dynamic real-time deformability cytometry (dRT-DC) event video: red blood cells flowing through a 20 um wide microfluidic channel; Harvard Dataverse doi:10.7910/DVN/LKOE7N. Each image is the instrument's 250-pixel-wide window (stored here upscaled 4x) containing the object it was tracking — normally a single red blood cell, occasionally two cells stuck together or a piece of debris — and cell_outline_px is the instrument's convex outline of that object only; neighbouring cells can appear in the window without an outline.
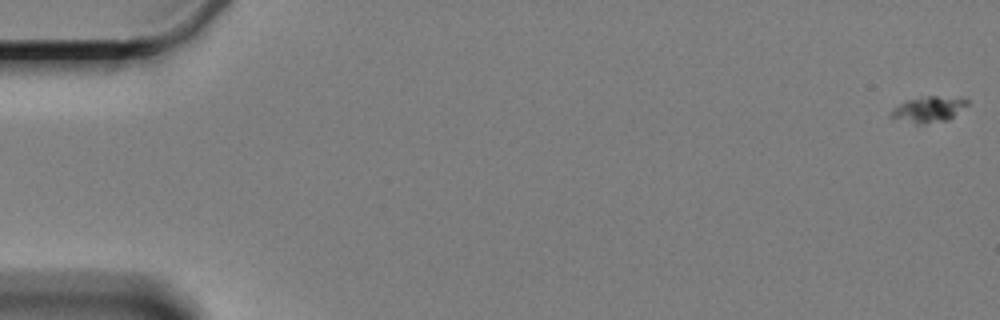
{"species": "Egyptian fruit bat (a non-hibernating species)", "species_latin": "Rousettus aegyptiacus", "temperature_condition": "cold", "stored_images_in_passage": 4, "segment_of_instrument_passage": [2, 2], "camera_frame_rate_fps": 3000, "um_per_image_px": 0.085, "animal": {"sex": "female"}, "frame": {"image": 1, "passage_image": 4, "time_ms": 3.667, "image_size_px": [1000, 320], "cell_outline_px": [[968, 104], [948, 120], [924, 124], [916, 124], [888, 116], [904, 100], [928, 96], [936, 96], [968, 100]], "centroid_in_image_um": [78.91, 9.31], "position_along_channel_um": 6.1, "area_um2": 11.1}}